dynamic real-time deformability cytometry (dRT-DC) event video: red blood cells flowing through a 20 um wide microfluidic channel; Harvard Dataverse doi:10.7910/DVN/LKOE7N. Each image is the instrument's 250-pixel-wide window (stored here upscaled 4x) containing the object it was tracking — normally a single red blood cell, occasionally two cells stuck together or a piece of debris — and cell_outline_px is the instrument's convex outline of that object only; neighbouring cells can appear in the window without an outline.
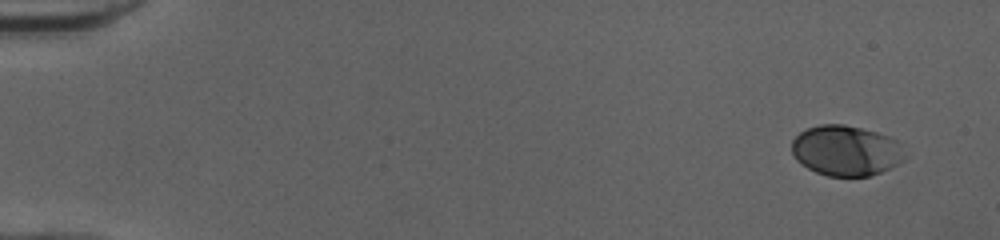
{"species": "human", "species_latin": "Homo sapiens", "temperature_condition": "cold", "stored_images_in_passage": 50, "camera_frame_rate_fps": 3000, "um_per_image_px": 0.085, "donor": {"sex": "female"}, "frame": {"image": 1, "passage_image": 1, "time_ms": 0.0, "image_size_px": [1000, 240], "cell_outline_px": [[904, 160], [872, 176], [828, 176], [816, 172], [800, 164], [796, 160], [792, 152], [792, 140], [800, 132], [808, 128], [820, 124], [844, 124], [876, 132], [888, 136], [896, 140], [904, 156]], "centroid_in_image_um": [71.86, 12.8], "position_along_channel_um": 13.1, "area_um2": 32.95}}
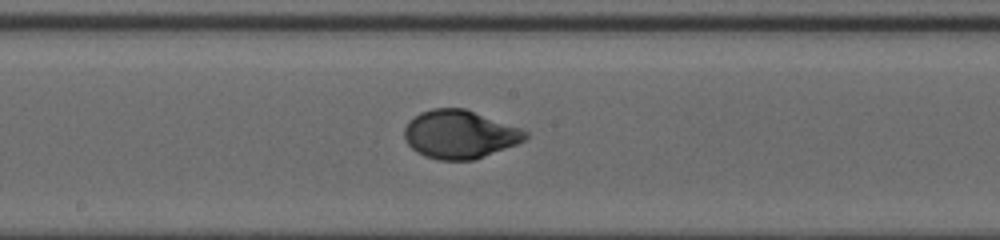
{"frame": {"image": 2, "passage_image": 27, "time_ms": 8.667, "image_size_px": [1000, 240], "cell_outline_px": [[528, 136], [524, 140], [516, 144], [484, 156], [472, 160], [440, 160], [424, 156], [416, 152], [404, 140], [404, 128], [408, 120], [420, 112], [432, 108], [464, 108], [520, 128], [528, 132]], "centroid_in_image_um": [39.02, 11.42], "position_along_channel_um": 209.2, "area_um2": 33.99}}
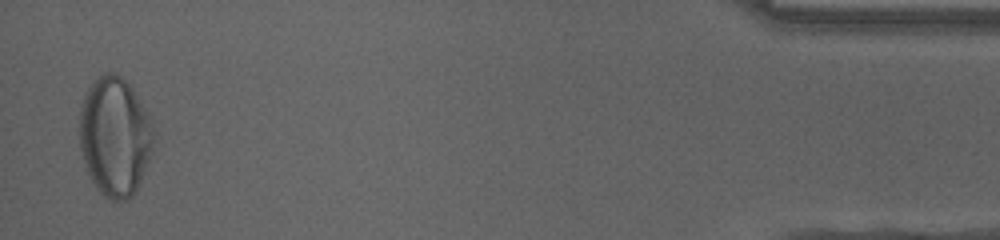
{"frame": {"image": 3, "passage_image": 49, "time_ms": 16.0, "image_size_px": [1000, 240], "cell_outline_px": [[156, 148], [136, 192], [128, 200], [112, 200], [104, 196], [96, 188], [88, 172], [80, 148], [80, 104], [92, 80], [104, 72], [116, 72], [132, 88], [148, 116], [152, 124], [156, 140]], "centroid_in_image_um": [9.79, 11.62], "position_along_channel_um": 425.4, "area_um2": 52.08}, "authors_computed_cell_mechanics": {"area_um2": 33.8708, "velocity_mm_per_s": 3.9879, "shape_relaxation_time_tau1_ms": 3.3179, "shape_relaxation_time_tau2_ms": null, "deformation_change_tau1": 0.1589, "deformation_change_tau2": null}}